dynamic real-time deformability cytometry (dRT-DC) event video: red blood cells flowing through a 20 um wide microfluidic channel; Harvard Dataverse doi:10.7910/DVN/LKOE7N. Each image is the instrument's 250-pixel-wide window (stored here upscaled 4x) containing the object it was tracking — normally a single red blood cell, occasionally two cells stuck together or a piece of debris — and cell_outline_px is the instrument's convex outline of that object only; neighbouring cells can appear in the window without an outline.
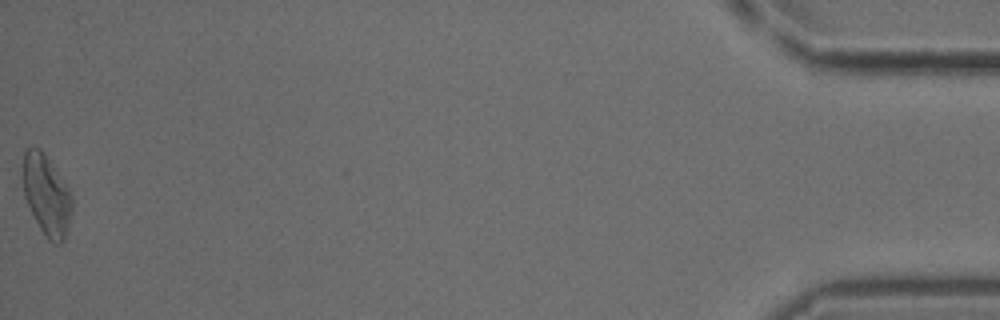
{"species": "common noctule bat (a hibernating species)", "species_latin": "Nyctalus noctula", "temperature_condition": "cold", "stored_images_in_passage": 39, "camera_frame_rate_fps": 3000, "um_per_image_px": 0.085, "animal": {"sex": "male", "body_mass_g": 18.8}, "frame": {"image": 1, "passage_image": 39, "time_ms": 12.667, "image_size_px": [1000, 320], "cell_outline_px": [[72, 212], [68, 228], [64, 240], [60, 244], [56, 244], [48, 240], [40, 228], [24, 196], [24, 148], [32, 144], [40, 148], [44, 152], [68, 188], [72, 196]], "centroid_in_image_um": [3.97, 16.56], "position_along_channel_um": 431.2, "area_um2": 22.95}}